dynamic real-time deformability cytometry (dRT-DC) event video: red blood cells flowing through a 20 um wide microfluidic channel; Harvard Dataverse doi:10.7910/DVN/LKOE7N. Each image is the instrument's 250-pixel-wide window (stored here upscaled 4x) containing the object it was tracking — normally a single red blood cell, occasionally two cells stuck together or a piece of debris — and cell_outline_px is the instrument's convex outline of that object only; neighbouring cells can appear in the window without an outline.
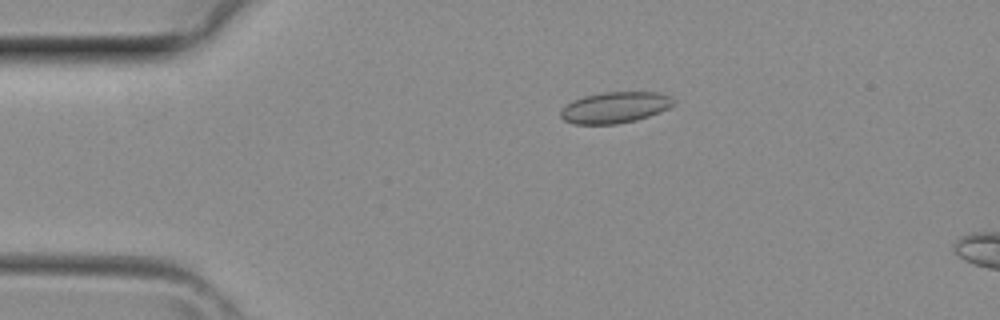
{"species": "common noctule bat (a hibernating species)", "species_latin": "Nyctalus noctula", "temperature_condition": "room temperature", "stored_images_in_passage": 7, "camera_frame_rate_fps": 3000, "um_per_image_px": 0.085, "animal": {"sex": "female", "body_mass_g": 29.2, "forearm_length_mm": 56.3}, "frame": {"image": 1, "passage_image": 4, "time_ms": 1.0, "image_size_px": [1000, 320], "cell_outline_px": [[676, 100], [668, 108], [660, 112], [636, 120], [616, 124], [572, 124], [564, 120], [560, 116], [560, 108], [572, 100], [584, 96], [604, 92], [660, 92], [672, 96]], "centroid_in_image_um": [52.26, 9.13], "position_along_channel_um": 32.7, "area_um2": 20.69}}